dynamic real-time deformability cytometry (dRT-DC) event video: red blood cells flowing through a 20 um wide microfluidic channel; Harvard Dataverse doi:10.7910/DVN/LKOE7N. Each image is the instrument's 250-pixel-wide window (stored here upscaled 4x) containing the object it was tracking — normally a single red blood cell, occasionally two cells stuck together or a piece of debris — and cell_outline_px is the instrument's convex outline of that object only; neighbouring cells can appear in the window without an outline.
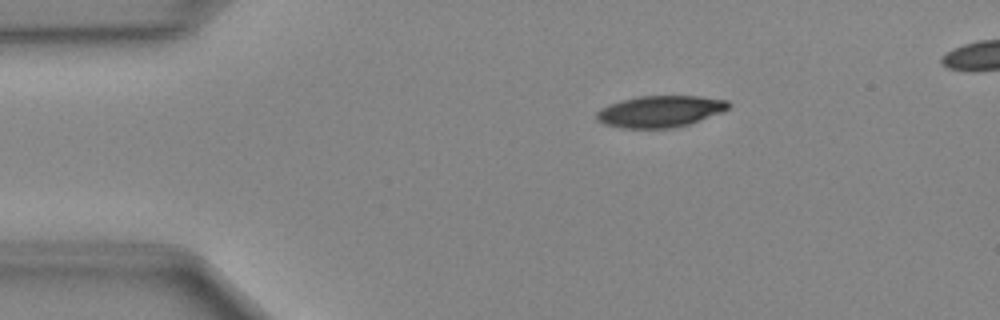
{"species": "Egyptian fruit bat (a non-hibernating species)", "species_latin": "Rousettus aegyptiacus", "temperature_condition": "cold", "stored_images_in_passage": 42, "camera_frame_rate_fps": 3000, "um_per_image_px": 0.085, "animal": {"sex": "female"}, "frame": {"image": 1, "passage_image": 3, "time_ms": 0.667, "image_size_px": [1000, 320], "cell_outline_px": [[732, 104], [728, 108], [720, 112], [688, 124], [672, 128], [620, 128], [604, 124], [596, 120], [596, 112], [600, 108], [608, 104], [620, 100], [640, 96], [700, 96], [728, 100]], "centroid_in_image_um": [56.06, 9.46], "position_along_channel_um": 28.9, "area_um2": 24.28}}
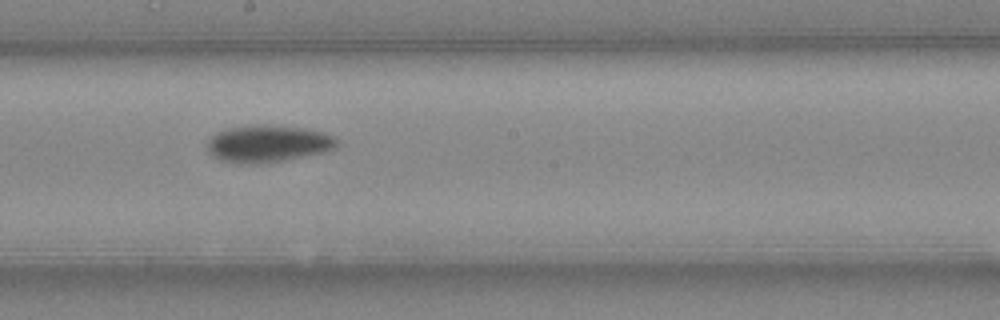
{"frame": {"image": 2, "passage_image": 21, "time_ms": 6.667, "image_size_px": [1000, 320], "cell_outline_px": [[340, 144], [336, 148], [324, 152], [284, 160], [260, 164], [248, 164], [220, 160], [208, 152], [208, 140], [216, 132], [228, 128], [256, 124], [268, 124], [308, 128], [324, 132], [336, 136], [340, 140]], "centroid_in_image_um": [22.84, 12.19], "position_along_channel_um": 225.4, "area_um2": 28.5}}
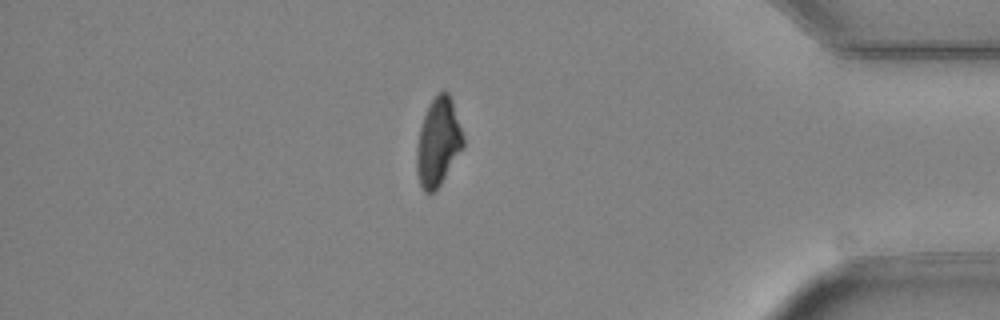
{"frame": {"image": 3, "passage_image": 36, "time_ms": 11.667, "image_size_px": [1000, 320], "cell_outline_px": [[464, 148], [440, 184], [432, 192], [424, 192], [420, 184], [416, 172], [416, 148], [420, 128], [424, 116], [432, 100], [440, 92], [448, 92], [452, 100], [464, 136]], "centroid_in_image_um": [37.25, 12.1], "position_along_channel_um": 397.9, "area_um2": 23.7}}